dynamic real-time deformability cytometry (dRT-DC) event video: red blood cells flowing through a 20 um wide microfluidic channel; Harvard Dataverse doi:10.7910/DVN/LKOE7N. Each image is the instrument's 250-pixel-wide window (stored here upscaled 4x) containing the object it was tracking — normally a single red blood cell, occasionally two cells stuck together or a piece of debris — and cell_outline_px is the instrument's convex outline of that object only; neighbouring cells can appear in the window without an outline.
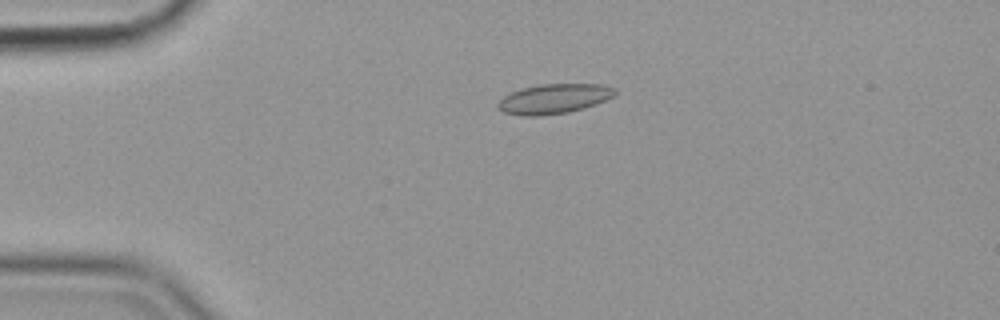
{"species": "common noctule bat (a hibernating species)", "species_latin": "Nyctalus noctula", "temperature_condition": "cold", "stored_images_in_passage": 56, "camera_frame_rate_fps": 3000, "um_per_image_px": 0.085, "animal": {"sex": "female", "body_mass_g": 19.9}, "frame": {"image": 1, "passage_image": 13, "time_ms": 4.0, "image_size_px": [1000, 320], "cell_outline_px": [[616, 92], [612, 96], [596, 104], [584, 108], [568, 112], [540, 116], [520, 116], [504, 112], [496, 108], [496, 104], [504, 96], [512, 92], [524, 88], [540, 84], [600, 84], [616, 88]], "centroid_in_image_um": [47.06, 8.4], "position_along_channel_um": 37.9, "area_um2": 20.23}}
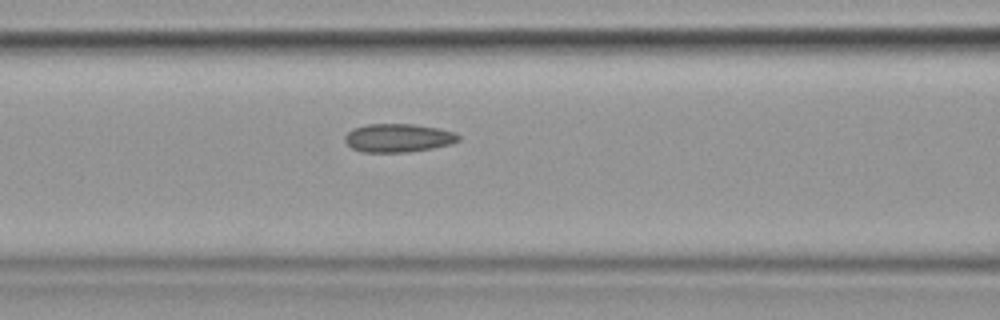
{"frame": {"image": 2, "passage_image": 24, "time_ms": 7.667, "image_size_px": [1000, 320], "cell_outline_px": [[460, 140], [452, 144], [432, 148], [408, 152], [364, 152], [352, 148], [344, 140], [344, 136], [352, 128], [368, 124], [412, 124], [440, 128], [456, 132], [460, 136]], "centroid_in_image_um": [33.87, 11.72], "position_along_channel_um": 132.7, "area_um2": 18.96}}
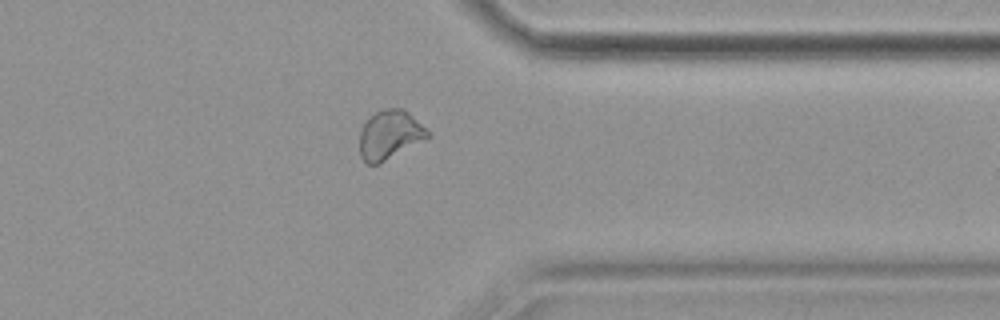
{"frame": {"image": 3, "passage_image": 45, "time_ms": 14.667, "image_size_px": [1000, 320], "cell_outline_px": [[428, 136], [380, 164], [368, 164], [360, 156], [360, 132], [368, 116], [384, 108], [404, 108], [428, 132]], "centroid_in_image_um": [33.06, 11.45], "position_along_channel_um": 378.3, "area_um2": 18.96}, "authors_computed_cell_mechanics": {"area_um2": 19.2763, "velocity_mm_per_s": 3.5782, "shape_relaxation_time_tau1_ms": null, "shape_relaxation_time_tau2_ms": 2.1546, "deformation_change_tau1": null, "deformation_change_tau2": 0.0579}}